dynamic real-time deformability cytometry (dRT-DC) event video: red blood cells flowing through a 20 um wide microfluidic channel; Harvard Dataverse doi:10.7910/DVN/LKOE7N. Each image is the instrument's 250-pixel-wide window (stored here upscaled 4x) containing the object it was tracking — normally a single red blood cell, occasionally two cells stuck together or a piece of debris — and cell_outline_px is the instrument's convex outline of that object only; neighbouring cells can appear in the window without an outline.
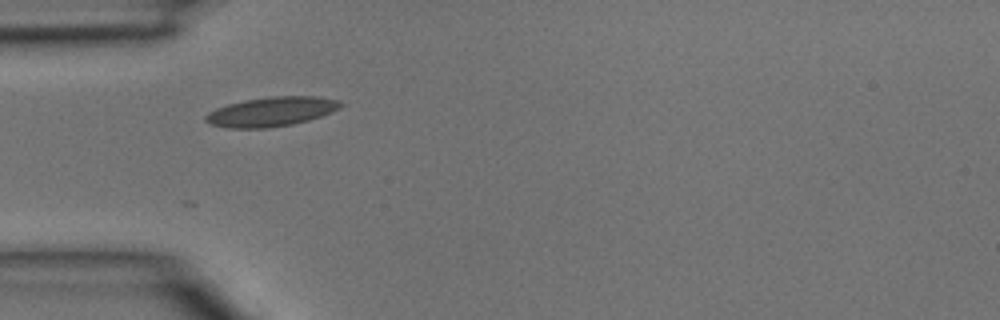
{"species": "common noctule bat (a hibernating species)", "species_latin": "Nyctalus noctula", "temperature_condition": "room temperature", "stored_images_in_passage": 2, "camera_frame_rate_fps": 3000, "um_per_image_px": 0.085, "animal": {"sex": "male", "body_mass_g": 15.6}, "frame": {"image": 1, "passage_image": 2, "time_ms": 0.333, "image_size_px": [1000, 320], "cell_outline_px": [[344, 104], [340, 108], [332, 112], [308, 120], [292, 124], [268, 128], [228, 128], [212, 124], [204, 120], [204, 116], [208, 112], [216, 108], [228, 104], [244, 100], [272, 96], [320, 96], [340, 100]], "centroid_in_image_um": [23.09, 9.48], "position_along_channel_um": 61.9, "area_um2": 23.24}}